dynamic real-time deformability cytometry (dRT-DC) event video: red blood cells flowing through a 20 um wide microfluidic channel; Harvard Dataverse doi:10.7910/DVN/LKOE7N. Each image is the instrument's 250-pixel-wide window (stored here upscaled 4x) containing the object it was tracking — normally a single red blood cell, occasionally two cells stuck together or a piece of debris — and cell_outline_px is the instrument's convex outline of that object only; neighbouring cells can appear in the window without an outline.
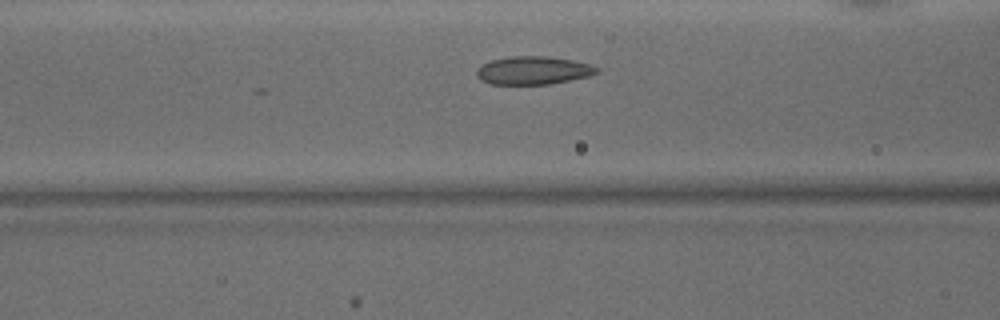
{"species": "common noctule bat (a hibernating species)", "species_latin": "Nyctalus noctula", "temperature_condition": "warm", "stored_images_in_passage": 13, "camera_frame_rate_fps": 3000, "um_per_image_px": 0.085, "animal": {"sex": "male", "body_mass_g": 15.6}, "frame": {"image": 1, "passage_image": 9, "time_ms": 2.667, "image_size_px": [1000, 320], "cell_outline_px": [[600, 72], [588, 76], [548, 84], [488, 84], [480, 80], [476, 76], [476, 68], [492, 60], [512, 56], [548, 56], [572, 60], [588, 64], [596, 68]], "centroid_in_image_um": [45.27, 5.99], "position_along_channel_um": 121.3, "area_um2": 19.54}}